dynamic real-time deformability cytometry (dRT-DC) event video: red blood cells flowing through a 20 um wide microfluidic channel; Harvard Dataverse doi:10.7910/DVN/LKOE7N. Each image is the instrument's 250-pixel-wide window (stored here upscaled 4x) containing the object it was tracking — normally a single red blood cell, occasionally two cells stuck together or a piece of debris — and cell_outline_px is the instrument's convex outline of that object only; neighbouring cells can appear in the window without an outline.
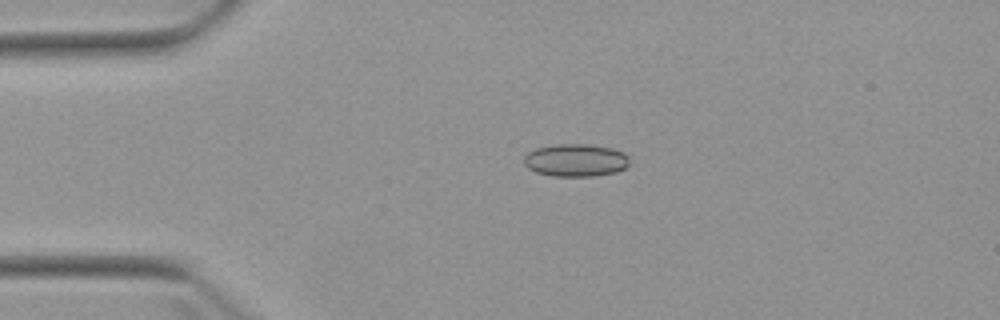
{"species": "Egyptian fruit bat (a non-hibernating species)", "species_latin": "Rousettus aegyptiacus", "temperature_condition": "warm", "stored_images_in_passage": 2, "camera_frame_rate_fps": 3000, "um_per_image_px": 0.085, "animal": {"sex": "female"}, "frame": {"image": 1, "passage_image": 1, "time_ms": 0.0, "image_size_px": [1000, 320], "cell_outline_px": [[628, 164], [624, 168], [616, 172], [592, 176], [552, 176], [536, 172], [528, 168], [524, 164], [524, 156], [528, 152], [536, 148], [552, 144], [588, 144], [612, 148], [624, 152], [628, 156]], "centroid_in_image_um": [48.91, 13.61], "position_along_channel_um": 36.1, "area_um2": 20.17}}